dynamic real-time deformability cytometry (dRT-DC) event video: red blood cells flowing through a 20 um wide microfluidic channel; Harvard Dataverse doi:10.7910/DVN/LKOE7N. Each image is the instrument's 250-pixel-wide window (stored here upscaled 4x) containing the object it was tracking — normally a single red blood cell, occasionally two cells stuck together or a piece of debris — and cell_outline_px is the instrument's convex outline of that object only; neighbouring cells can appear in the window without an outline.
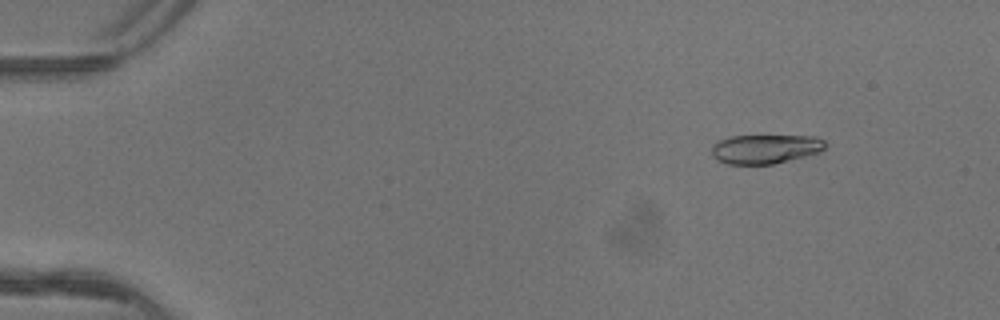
{"species": "common noctule bat (a hibernating species)", "species_latin": "Nyctalus noctula", "temperature_condition": "warm", "stored_images_in_passage": 4, "camera_frame_rate_fps": 3000, "um_per_image_px": 0.085, "animal": {"sex": "female"}, "frame": {"image": 1, "passage_image": 2, "time_ms": 0.333, "image_size_px": [1000, 320], "cell_outline_px": [[824, 148], [820, 152], [772, 164], [728, 164], [716, 160], [712, 156], [712, 144], [720, 140], [732, 136], [816, 136], [824, 140]], "centroid_in_image_um": [65.02, 12.66], "position_along_channel_um": 20.0, "area_um2": 19.19}}
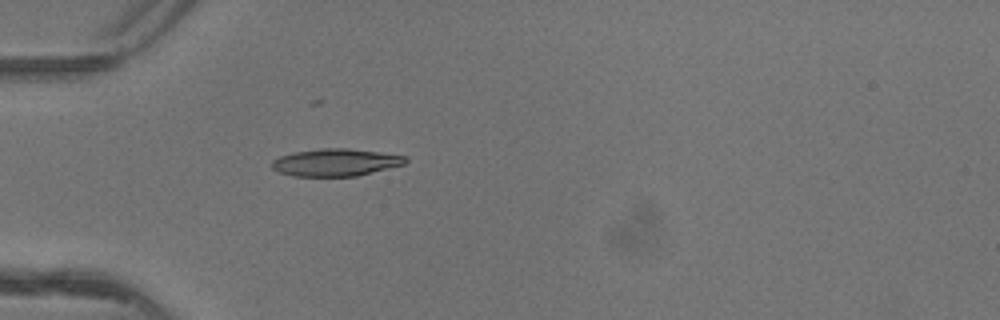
{"frame": {"image": 2, "passage_image": 4, "time_ms": 1.0, "image_size_px": [1000, 320], "cell_outline_px": [[408, 160], [404, 164], [356, 176], [292, 176], [280, 172], [272, 168], [272, 160], [280, 156], [296, 152], [320, 148], [348, 148], [408, 156]], "centroid_in_image_um": [28.53, 13.8], "position_along_channel_um": 56.5, "area_um2": 21.15}}